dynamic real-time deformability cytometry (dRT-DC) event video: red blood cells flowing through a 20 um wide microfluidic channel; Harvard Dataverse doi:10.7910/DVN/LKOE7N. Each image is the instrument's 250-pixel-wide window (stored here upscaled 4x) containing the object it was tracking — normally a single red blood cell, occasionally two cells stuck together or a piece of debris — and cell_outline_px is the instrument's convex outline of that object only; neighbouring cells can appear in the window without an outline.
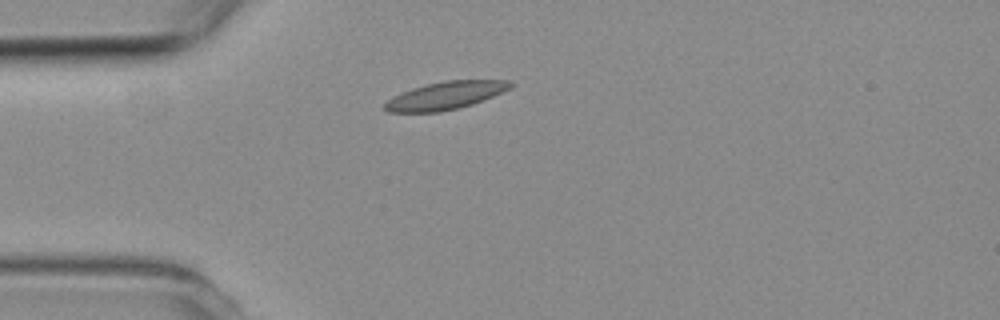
{"species": "common noctule bat (a hibernating species)", "species_latin": "Nyctalus noctula", "temperature_condition": "room temperature", "stored_images_in_passage": 1, "camera_frame_rate_fps": 3000, "um_per_image_px": 0.085, "animal": {"sex": "female", "body_mass_g": 19.3, "forearm_length_mm": 54.1}, "frame": {"image": 1, "passage_image": 1, "time_ms": 0.0, "image_size_px": [1000, 320], "cell_outline_px": [[516, 84], [512, 88], [472, 104], [456, 108], [436, 112], [388, 112], [384, 108], [384, 104], [392, 96], [412, 88], [444, 80], [512, 80]], "centroid_in_image_um": [37.89, 8.1], "position_along_channel_um": 47.1, "area_um2": 20.23}}